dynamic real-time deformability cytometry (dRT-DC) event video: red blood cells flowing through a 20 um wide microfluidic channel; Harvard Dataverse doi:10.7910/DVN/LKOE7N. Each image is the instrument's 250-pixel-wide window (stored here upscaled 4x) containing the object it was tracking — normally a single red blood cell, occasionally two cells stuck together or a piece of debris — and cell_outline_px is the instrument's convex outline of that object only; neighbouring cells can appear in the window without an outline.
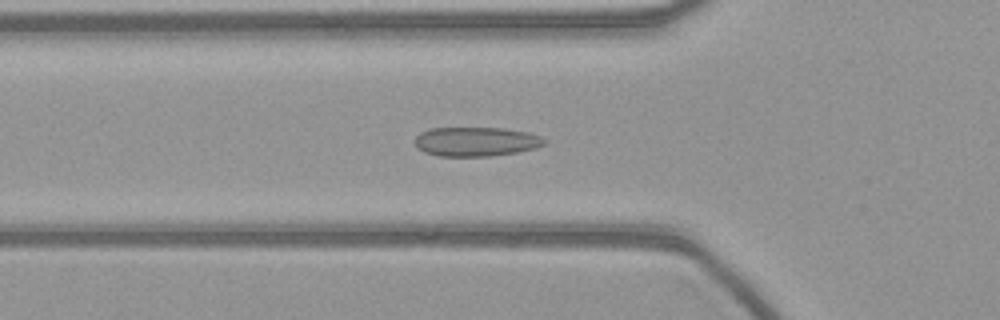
{"species": "common noctule bat (a hibernating species)", "species_latin": "Nyctalus noctula", "temperature_condition": "warm", "stored_images_in_passage": 44, "camera_frame_rate_fps": 3000, "um_per_image_px": 0.085, "animal": {"sex": "female", "body_mass_g": 21.9}, "frame": {"image": 1, "passage_image": 8, "time_ms": 2.333, "image_size_px": [1000, 320], "cell_outline_px": [[544, 144], [536, 148], [516, 152], [492, 156], [436, 156], [424, 152], [416, 148], [416, 136], [420, 132], [428, 128], [504, 128], [528, 132], [540, 136], [544, 140]], "centroid_in_image_um": [40.42, 12.04], "position_along_channel_um": 85.4, "area_um2": 22.14}}
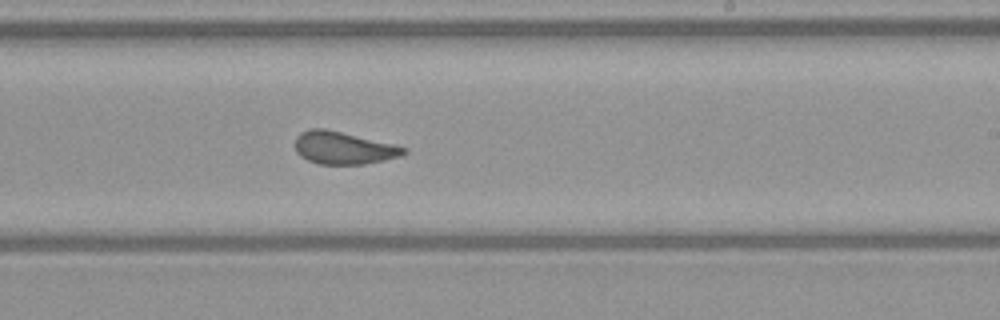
{"frame": {"image": 2, "passage_image": 22, "time_ms": 7.0, "image_size_px": [1000, 320], "cell_outline_px": [[408, 152], [400, 156], [384, 160], [364, 164], [320, 164], [308, 160], [300, 156], [296, 152], [296, 136], [300, 132], [308, 128], [324, 128], [396, 144], [408, 148]], "centroid_in_image_um": [29.21, 12.56], "position_along_channel_um": 259.8, "area_um2": 20.75}}
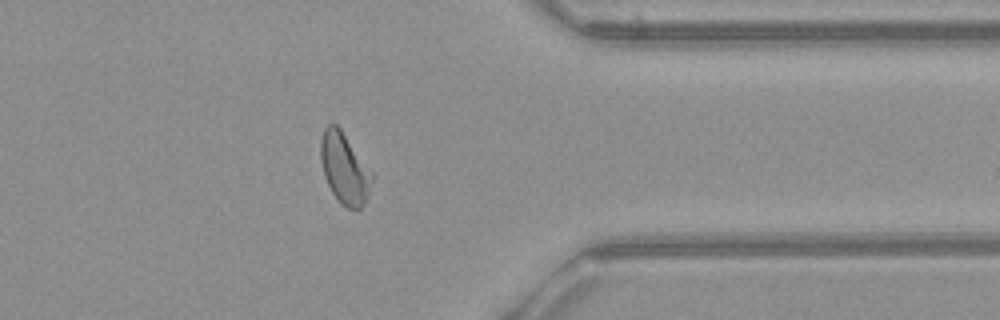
{"frame": {"image": 3, "passage_image": 33, "time_ms": 10.667, "image_size_px": [1000, 320], "cell_outline_px": [[372, 180], [368, 196], [364, 204], [356, 212], [348, 208], [332, 192], [324, 176], [320, 160], [320, 140], [324, 128], [328, 124], [336, 124], [340, 128], [372, 172]], "centroid_in_image_um": [29.27, 14.31], "position_along_channel_um": 382.1, "area_um2": 20.98}}